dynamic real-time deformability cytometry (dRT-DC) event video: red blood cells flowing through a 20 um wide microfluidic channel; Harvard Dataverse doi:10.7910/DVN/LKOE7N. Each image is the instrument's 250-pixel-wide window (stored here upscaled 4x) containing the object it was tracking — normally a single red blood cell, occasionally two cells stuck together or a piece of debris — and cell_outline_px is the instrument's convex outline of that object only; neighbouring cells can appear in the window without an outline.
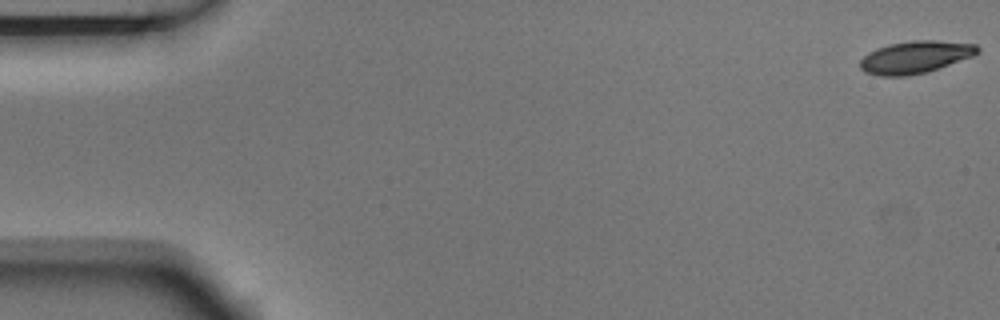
{"species": "Egyptian fruit bat (a non-hibernating species)", "species_latin": "Rousettus aegyptiacus", "temperature_condition": "room temperature", "stored_images_in_passage": 5, "camera_frame_rate_fps": 3000, "um_per_image_px": 0.085, "animal": {"sex": "male"}, "frame": {"image": 1, "passage_image": 1, "time_ms": 0.0, "image_size_px": [1000, 320], "cell_outline_px": [[980, 52], [972, 56], [928, 72], [908, 76], [880, 76], [864, 72], [860, 68], [860, 60], [868, 52], [876, 48], [888, 44], [912, 40], [936, 40], [976, 44], [980, 48]], "centroid_in_image_um": [77.78, 4.85], "position_along_channel_um": 7.2, "area_um2": 22.31}}
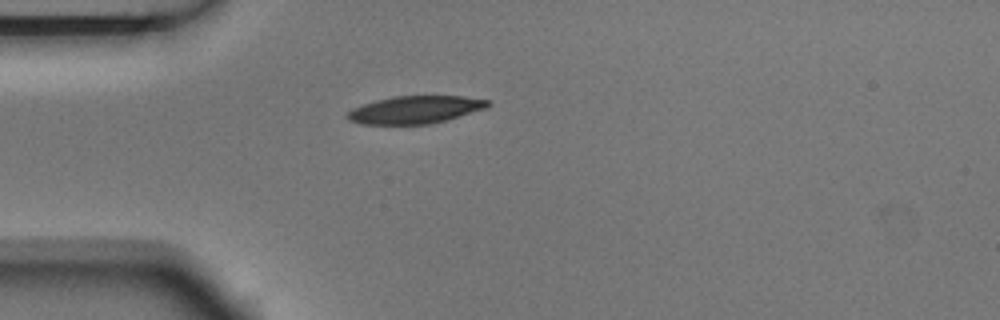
{"frame": {"image": 2, "passage_image": 5, "time_ms": 1.333, "image_size_px": [1000, 320], "cell_outline_px": [[492, 104], [484, 108], [432, 124], [360, 124], [348, 120], [344, 116], [352, 108], [376, 100], [392, 96], [464, 96], [488, 100]], "centroid_in_image_um": [35.23, 9.32], "position_along_channel_um": 49.8, "area_um2": 22.48}}